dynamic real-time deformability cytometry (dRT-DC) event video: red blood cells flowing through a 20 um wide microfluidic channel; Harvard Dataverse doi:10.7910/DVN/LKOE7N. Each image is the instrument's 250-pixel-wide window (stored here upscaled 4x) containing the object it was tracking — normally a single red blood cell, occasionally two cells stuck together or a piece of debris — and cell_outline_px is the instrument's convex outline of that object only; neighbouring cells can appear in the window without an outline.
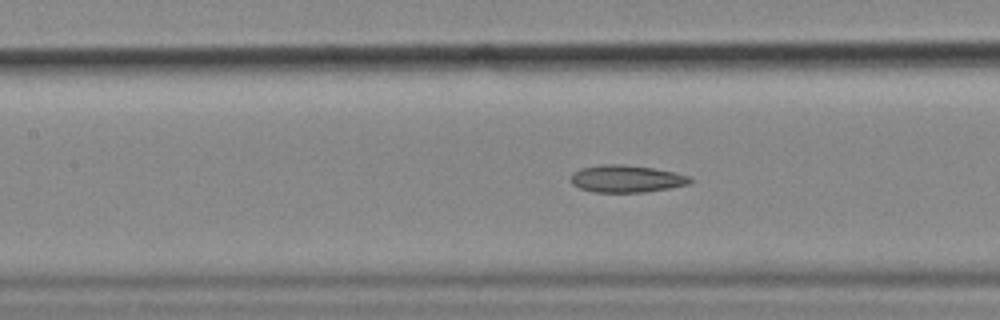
{"species": "common noctule bat (a hibernating species)", "species_latin": "Nyctalus noctula", "temperature_condition": "cold", "stored_images_in_passage": 35, "camera_frame_rate_fps": 3000, "um_per_image_px": 0.085, "animal": {"sex": "female", "body_mass_g": 18.4}, "frame": {"image": 1, "passage_image": 16, "time_ms": 5.0, "image_size_px": [1000, 320], "cell_outline_px": [[692, 180], [688, 184], [668, 188], [644, 192], [592, 192], [580, 188], [572, 184], [572, 172], [580, 168], [600, 164], [624, 164], [652, 168], [676, 172], [688, 176]], "centroid_in_image_um": [53.21, 15.18], "position_along_channel_um": 154.2, "area_um2": 18.9}, "authors_computed_cell_mechanics": {"area_um2": 18.6694, "velocity_mm_per_s": 3.5625, "shape_relaxation_time_tau1_ms": null, "shape_relaxation_time_tau2_ms": 5.4747, "deformation_change_tau1": null, "deformation_change_tau2": 0.1388}}